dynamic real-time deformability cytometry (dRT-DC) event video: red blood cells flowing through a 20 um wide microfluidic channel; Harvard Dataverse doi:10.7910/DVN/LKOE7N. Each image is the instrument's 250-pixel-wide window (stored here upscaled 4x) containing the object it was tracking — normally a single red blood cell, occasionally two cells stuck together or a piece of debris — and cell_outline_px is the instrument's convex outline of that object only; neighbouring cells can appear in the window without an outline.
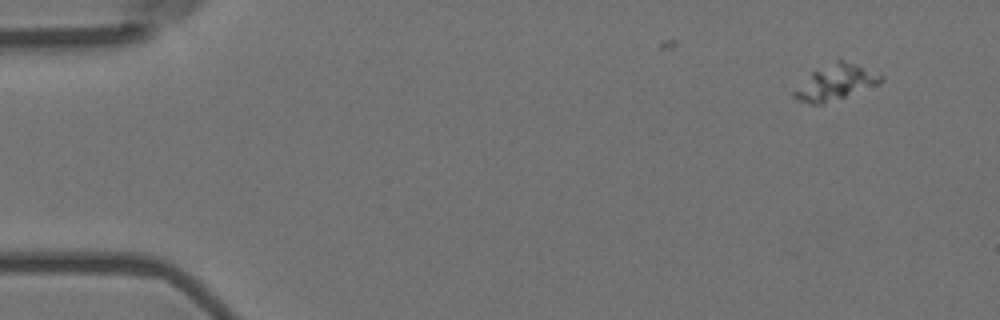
{"species": "Egyptian fruit bat (a non-hibernating species)", "species_latin": "Rousettus aegyptiacus", "temperature_condition": "room temperature", "stored_images_in_passage": 9, "camera_frame_rate_fps": 3000, "um_per_image_px": 0.085, "animal": {"sex": "female"}, "frame": {"image": 1, "passage_image": 1, "time_ms": 0.0, "image_size_px": [1000, 320], "cell_outline_px": [[884, 80], [880, 84], [820, 104], [812, 104], [796, 100], [792, 96], [792, 92], [812, 72], [836, 60], [840, 60], [856, 64], [880, 72], [884, 76]], "centroid_in_image_um": [71.06, 6.99], "position_along_channel_um": 13.9, "area_um2": 17.63}}